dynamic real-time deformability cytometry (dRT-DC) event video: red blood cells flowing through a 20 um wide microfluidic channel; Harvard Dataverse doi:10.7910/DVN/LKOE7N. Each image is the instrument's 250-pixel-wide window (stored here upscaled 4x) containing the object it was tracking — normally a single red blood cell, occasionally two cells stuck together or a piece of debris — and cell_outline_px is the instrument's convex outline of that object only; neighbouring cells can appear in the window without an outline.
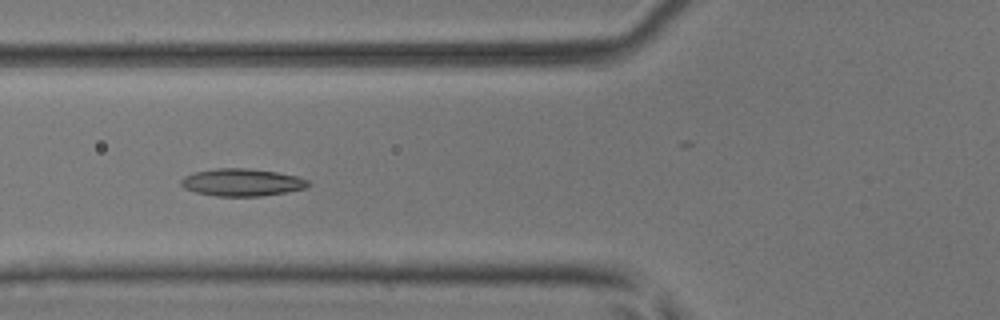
{"species": "common noctule bat (a hibernating species)", "species_latin": "Nyctalus noctula", "temperature_condition": "room temperature", "stored_images_in_passage": 7, "camera_frame_rate_fps": 3000, "um_per_image_px": 0.085, "animal": {"sex": "male", "body_mass_g": 17.9, "forearm_length_mm": 54.2}, "frame": {"image": 1, "passage_image": 4, "time_ms": 1.0, "image_size_px": [1000, 320], "cell_outline_px": [[312, 184], [304, 188], [284, 192], [260, 196], [216, 196], [196, 192], [184, 188], [180, 184], [180, 180], [184, 176], [192, 172], [216, 168], [248, 168], [276, 172], [296, 176], [308, 180]], "centroid_in_image_um": [20.52, 15.49], "position_along_channel_um": 105.3, "area_um2": 20.29}}
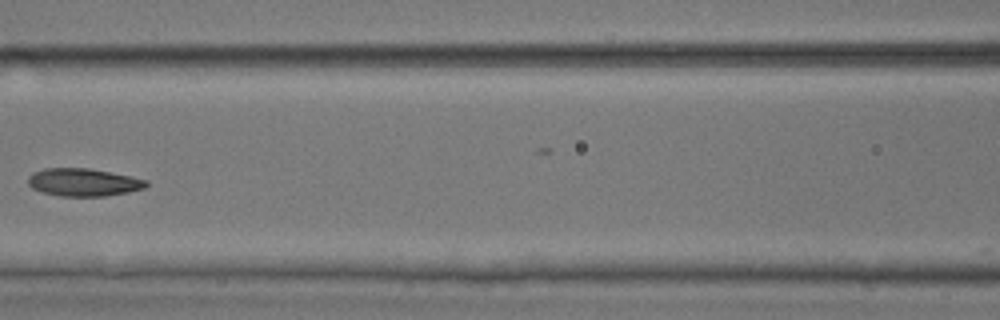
{"frame": {"image": 2, "passage_image": 5, "time_ms": 1.333, "image_size_px": [1000, 320], "cell_outline_px": [[148, 184], [144, 188], [128, 192], [104, 196], [60, 196], [40, 192], [32, 188], [28, 184], [28, 176], [32, 172], [44, 168], [88, 168], [132, 176], [148, 180]], "centroid_in_image_um": [7.07, 15.49], "position_along_channel_um": 159.5, "area_um2": 19.25}}